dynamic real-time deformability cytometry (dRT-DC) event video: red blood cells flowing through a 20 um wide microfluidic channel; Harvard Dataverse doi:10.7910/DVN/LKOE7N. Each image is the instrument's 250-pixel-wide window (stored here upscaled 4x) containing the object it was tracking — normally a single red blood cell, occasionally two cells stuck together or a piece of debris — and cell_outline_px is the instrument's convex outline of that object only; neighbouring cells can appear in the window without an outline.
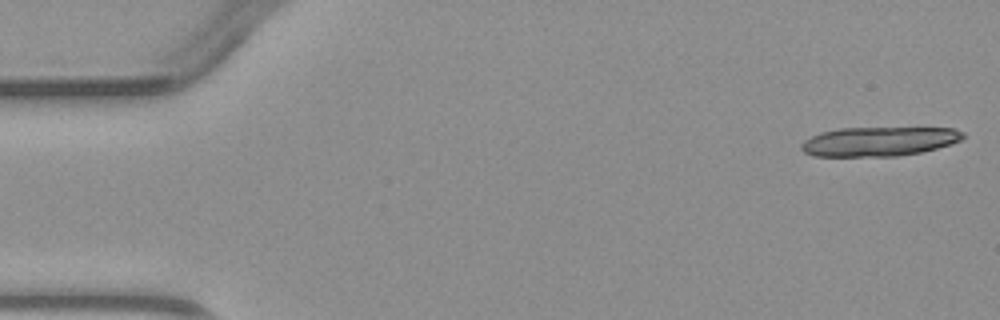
{"species": "common noctule bat (a hibernating species)", "species_latin": "Nyctalus noctula", "temperature_condition": "warm", "stored_images_in_passage": 5, "camera_frame_rate_fps": 3000, "um_per_image_px": 0.085, "animal": {"sex": "male", "body_mass_g": 23.1, "forearm_length_mm": 52.7}, "frame": {"image": 1, "passage_image": 1, "time_ms": 0.0, "image_size_px": [1000, 320], "cell_outline_px": [[964, 136], [960, 140], [952, 144], [920, 152], [896, 156], [816, 156], [804, 152], [800, 148], [800, 144], [804, 140], [820, 132], [840, 128], [956, 128], [964, 132]], "centroid_in_image_um": [74.71, 12.02], "position_along_channel_um": 10.3, "area_um2": 27.57}}
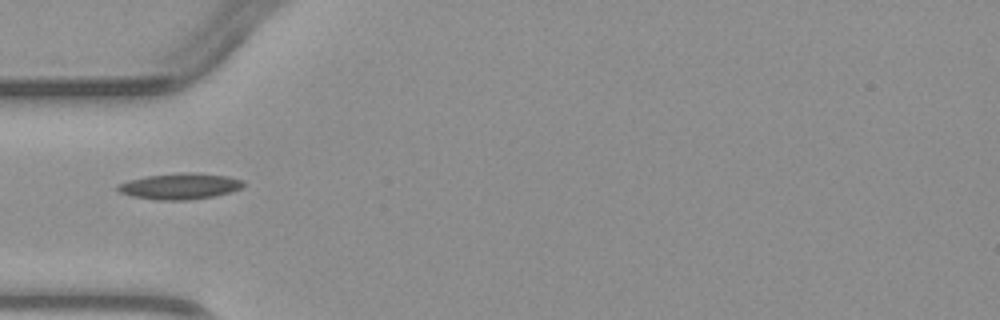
{"frame": {"image": 2, "passage_image": 4, "time_ms": 4.667, "image_size_px": [1000, 320], "cell_outline_px": [[244, 184], [240, 188], [228, 192], [212, 196], [188, 200], [156, 200], [132, 196], [120, 192], [116, 188], [116, 184], [128, 180], [148, 176], [192, 172], [196, 172], [228, 176], [244, 180]], "centroid_in_image_um": [15.27, 15.83], "position_along_channel_um": 69.7, "area_um2": 18.9}}
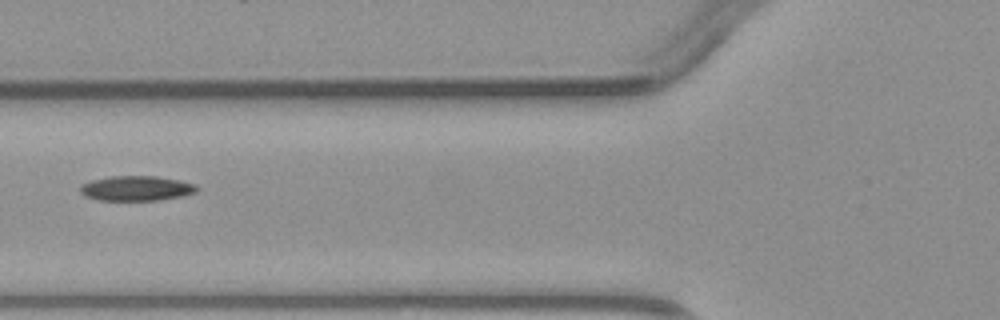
{"frame": {"image": 3, "passage_image": 5, "time_ms": 5.667, "image_size_px": [1000, 320], "cell_outline_px": [[200, 188], [196, 192], [184, 196], [160, 200], [100, 200], [84, 196], [80, 192], [80, 184], [92, 180], [108, 176], [156, 176], [180, 180], [196, 184]], "centroid_in_image_um": [11.62, 16.0], "position_along_channel_um": 114.2, "area_um2": 17.17}}